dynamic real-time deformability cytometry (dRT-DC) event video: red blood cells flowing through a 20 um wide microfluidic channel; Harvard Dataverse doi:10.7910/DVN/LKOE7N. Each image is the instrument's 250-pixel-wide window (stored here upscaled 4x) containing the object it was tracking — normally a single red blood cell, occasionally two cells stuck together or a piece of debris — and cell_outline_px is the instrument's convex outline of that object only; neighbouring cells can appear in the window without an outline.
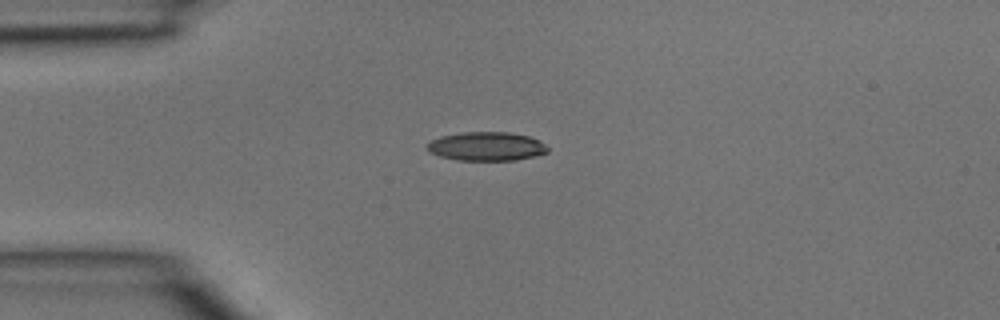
{"species": "common noctule bat (a hibernating species)", "species_latin": "Nyctalus noctula", "temperature_condition": "room temperature", "stored_images_in_passage": 1, "camera_frame_rate_fps": 3000, "um_per_image_px": 0.085, "animal": {"sex": "male", "body_mass_g": 15.6}, "frame": {"image": 1, "passage_image": 1, "time_ms": 0.0, "image_size_px": [1000, 320], "cell_outline_px": [[548, 152], [536, 156], [516, 160], [460, 160], [440, 156], [432, 152], [428, 148], [428, 144], [432, 140], [440, 136], [460, 132], [508, 132], [528, 136], [544, 144], [548, 148]], "centroid_in_image_um": [41.37, 12.44], "position_along_channel_um": 43.6, "area_um2": 20.0}}